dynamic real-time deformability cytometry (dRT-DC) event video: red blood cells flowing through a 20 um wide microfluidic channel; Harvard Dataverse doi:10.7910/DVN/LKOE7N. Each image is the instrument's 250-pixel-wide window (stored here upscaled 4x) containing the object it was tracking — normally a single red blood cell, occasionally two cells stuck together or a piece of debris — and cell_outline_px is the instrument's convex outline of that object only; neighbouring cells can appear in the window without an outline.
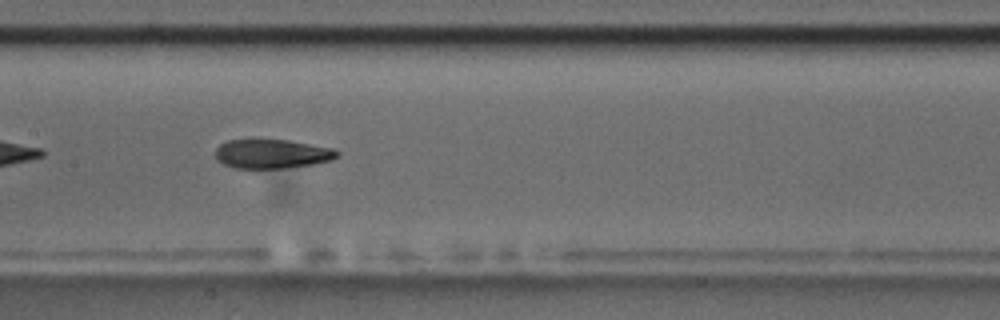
{"species": "common noctule bat (a hibernating species)", "species_latin": "Nyctalus noctula", "temperature_condition": "room temperature", "stored_images_in_passage": 40, "camera_frame_rate_fps": 3000, "um_per_image_px": 0.085, "animal": {"sex": "male", "body_mass_g": 17.5, "forearm_length_mm": 52.3}, "frame": {"image": 1, "passage_image": 12, "time_ms": 3.667, "image_size_px": [1000, 320], "cell_outline_px": [[340, 156], [332, 160], [312, 164], [284, 168], [236, 168], [224, 164], [216, 160], [216, 148], [220, 144], [228, 140], [252, 136], [288, 140], [332, 148], [340, 152]], "centroid_in_image_um": [23.08, 13.03], "position_along_channel_um": 184.3, "area_um2": 21.44}, "authors_computed_cell_mechanics": {"area_um2": 21.675, "velocity_mm_per_s": 3.5971, "shape_relaxation_time_tau1_ms": 8.3782, "shape_relaxation_time_tau2_ms": 3.4675, "deformation_change_tau1": 0.2273, "deformation_change_tau2": 0.1082}}